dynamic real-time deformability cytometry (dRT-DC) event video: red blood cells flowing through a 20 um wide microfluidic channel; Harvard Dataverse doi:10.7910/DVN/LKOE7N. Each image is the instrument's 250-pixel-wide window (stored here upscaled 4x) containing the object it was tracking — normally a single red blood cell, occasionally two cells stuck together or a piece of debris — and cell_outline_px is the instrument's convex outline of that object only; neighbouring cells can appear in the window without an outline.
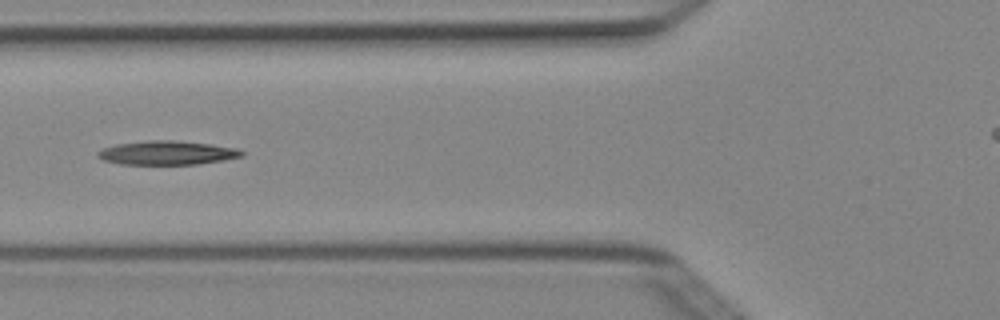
{"species": "Egyptian fruit bat (a non-hibernating species)", "species_latin": "Rousettus aegyptiacus", "temperature_condition": "cold", "stored_images_in_passage": 7, "camera_frame_rate_fps": 3000, "um_per_image_px": 0.085, "animal": {"sex": "female"}, "frame": {"image": 1, "passage_image": 6, "time_ms": 1.667, "image_size_px": [1000, 320], "cell_outline_px": [[244, 156], [224, 160], [196, 164], [120, 164], [104, 160], [96, 156], [96, 152], [104, 148], [116, 144], [148, 140], [176, 140], [212, 144], [236, 148], [244, 152]], "centroid_in_image_um": [14.21, 12.98], "position_along_channel_um": 111.6, "area_um2": 20.11}}
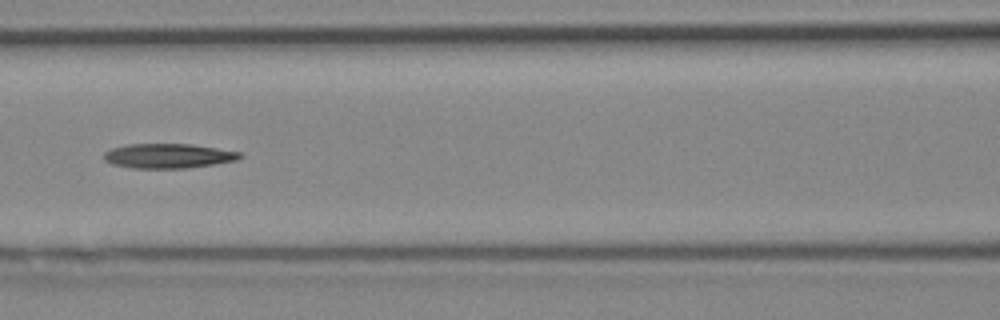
{"frame": {"image": 2, "passage_image": 7, "time_ms": 2.0, "image_size_px": [1000, 320], "cell_outline_px": [[244, 156], [236, 160], [188, 168], [132, 168], [112, 164], [104, 160], [104, 152], [112, 148], [128, 144], [192, 144], [240, 152]], "centroid_in_image_um": [14.28, 13.25], "position_along_channel_um": 152.3, "area_um2": 19.42}}